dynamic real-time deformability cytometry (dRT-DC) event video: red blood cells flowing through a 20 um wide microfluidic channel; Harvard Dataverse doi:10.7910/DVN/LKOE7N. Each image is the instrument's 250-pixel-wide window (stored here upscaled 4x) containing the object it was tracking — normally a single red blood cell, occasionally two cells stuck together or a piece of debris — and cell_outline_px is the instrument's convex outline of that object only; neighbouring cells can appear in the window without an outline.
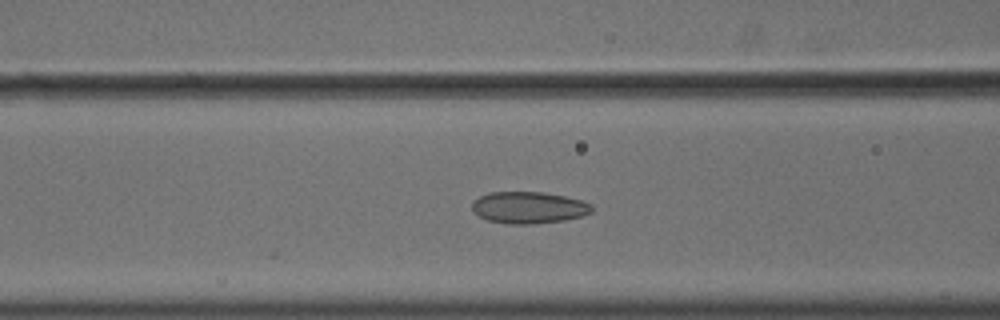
{"species": "common noctule bat (a hibernating species)", "species_latin": "Nyctalus noctula", "temperature_condition": "cold", "stored_images_in_passage": 11, "camera_frame_rate_fps": 3000, "um_per_image_px": 0.085, "animal": {"sex": "male", "body_mass_g": 18.8}, "frame": {"image": 1, "passage_image": 6, "time_ms": 1.667, "image_size_px": [1000, 320], "cell_outline_px": [[592, 212], [584, 216], [564, 220], [532, 224], [508, 224], [488, 220], [480, 216], [472, 208], [472, 204], [480, 196], [488, 192], [544, 192], [564, 196], [580, 200], [592, 204]], "centroid_in_image_um": [44.97, 17.64], "position_along_channel_um": 121.6, "area_um2": 22.08}}
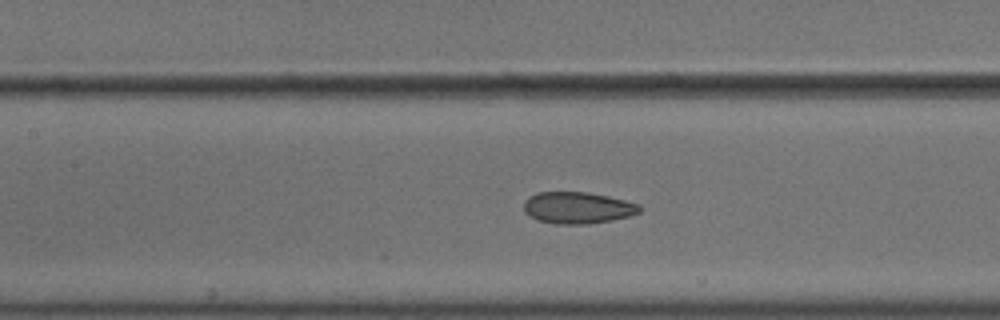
{"frame": {"image": 2, "passage_image": 9, "time_ms": 2.667, "image_size_px": [1000, 320], "cell_outline_px": [[640, 212], [628, 216], [612, 220], [588, 224], [556, 224], [536, 220], [528, 216], [524, 212], [524, 200], [528, 196], [536, 192], [588, 192], [608, 196], [640, 204]], "centroid_in_image_um": [49.05, 17.66], "position_along_channel_um": 158.4, "area_um2": 21.56}}